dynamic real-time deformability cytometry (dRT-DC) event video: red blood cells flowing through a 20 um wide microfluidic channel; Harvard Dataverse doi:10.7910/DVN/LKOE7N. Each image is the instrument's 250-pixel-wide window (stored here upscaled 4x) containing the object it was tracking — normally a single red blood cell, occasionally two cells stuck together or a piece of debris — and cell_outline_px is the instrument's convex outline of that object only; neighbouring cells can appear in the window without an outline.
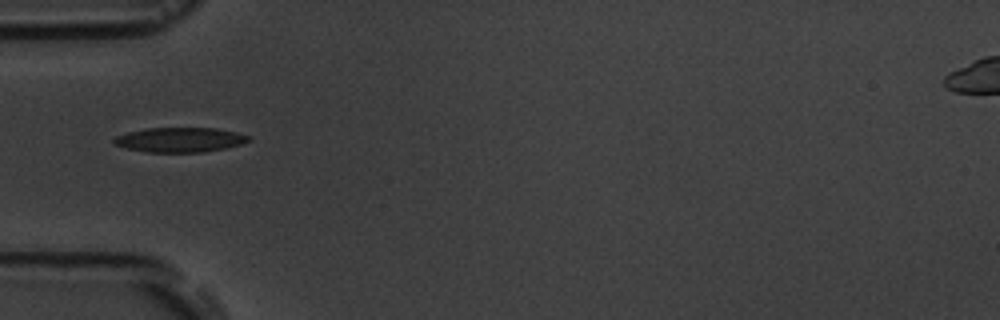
{"species": "common noctule bat (a hibernating species)", "species_latin": "Nyctalus noctula", "temperature_condition": "room temperature", "stored_images_in_passage": 4, "camera_frame_rate_fps": 3000, "um_per_image_px": 0.085, "animal": {"sex": "male", "body_mass_g": 19.5, "forearm_length_mm": 54.6}, "frame": {"image": 1, "passage_image": 1, "time_ms": 0.0, "image_size_px": [1000, 320], "cell_outline_px": [[252, 140], [240, 144], [224, 148], [204, 152], [148, 152], [128, 148], [112, 144], [112, 140], [116, 136], [128, 132], [148, 128], [216, 128], [236, 132], [252, 136]], "centroid_in_image_um": [15.31, 11.88], "position_along_channel_um": 69.7, "area_um2": 19.36}}
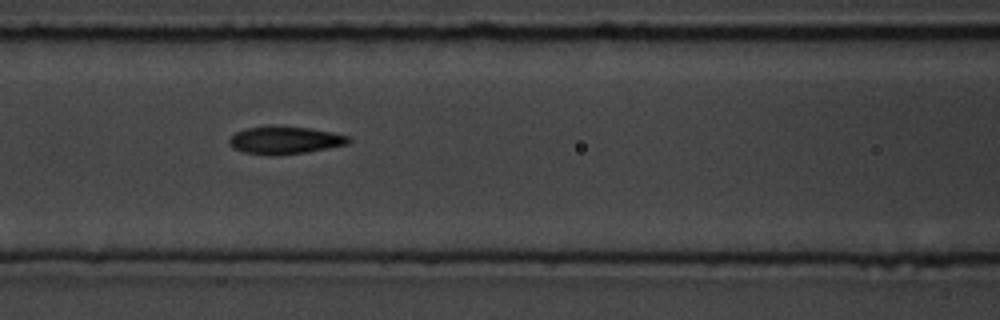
{"frame": {"image": 2, "passage_image": 3, "time_ms": 2.0, "image_size_px": [1000, 320], "cell_outline_px": [[352, 140], [348, 144], [308, 152], [244, 152], [232, 148], [228, 144], [228, 140], [236, 132], [244, 128], [268, 124], [272, 124], [308, 128], [332, 132], [348, 136]], "centroid_in_image_um": [24.21, 11.84], "position_along_channel_um": 142.4, "area_um2": 18.79}}
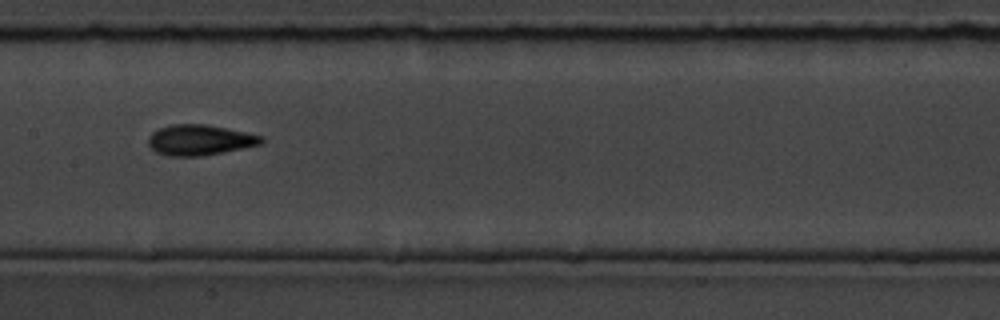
{"frame": {"image": 3, "passage_image": 4, "time_ms": 3.333, "image_size_px": [1000, 320], "cell_outline_px": [[264, 140], [260, 144], [200, 156], [172, 156], [156, 152], [148, 144], [148, 136], [152, 132], [160, 128], [172, 124], [208, 124], [228, 128], [264, 136]], "centroid_in_image_um": [16.96, 11.88], "position_along_channel_um": 190.4, "area_um2": 19.94}}